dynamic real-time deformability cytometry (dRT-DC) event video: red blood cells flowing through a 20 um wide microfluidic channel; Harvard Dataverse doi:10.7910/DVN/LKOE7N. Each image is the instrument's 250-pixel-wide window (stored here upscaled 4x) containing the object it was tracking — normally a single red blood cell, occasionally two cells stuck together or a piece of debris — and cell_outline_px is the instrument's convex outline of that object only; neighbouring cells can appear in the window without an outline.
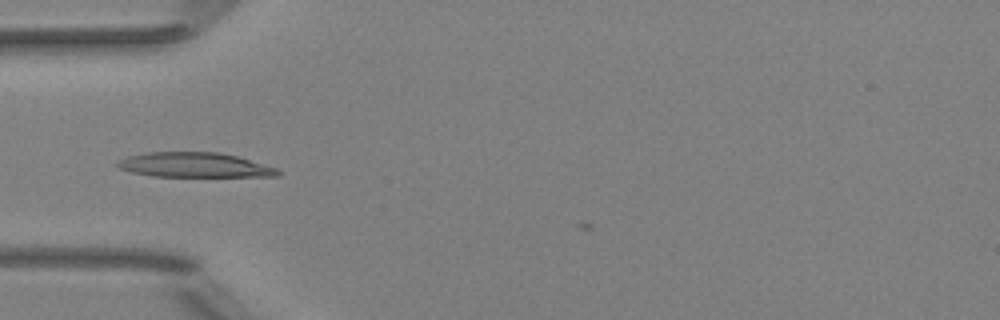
{"species": "Egyptian fruit bat (a non-hibernating species)", "species_latin": "Rousettus aegyptiacus", "temperature_condition": "room temperature", "stored_images_in_passage": 40, "camera_frame_rate_fps": 3000, "um_per_image_px": 0.085, "animal": {"sex": "female"}, "frame": {"image": 1, "passage_image": 5, "time_ms": 1.333, "image_size_px": [1000, 320], "cell_outline_px": [[280, 176], [152, 176], [132, 172], [120, 168], [116, 164], [120, 160], [128, 156], [148, 152], [216, 152], [236, 156], [276, 168], [280, 172]], "centroid_in_image_um": [16.51, 14.02], "position_along_channel_um": 68.5, "area_um2": 22.72}}
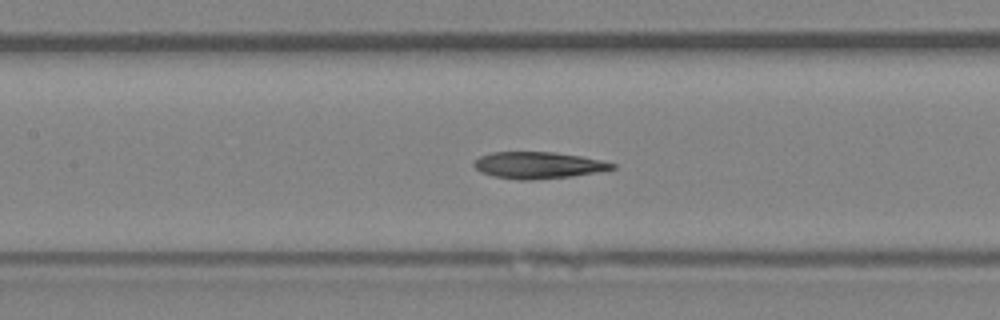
{"frame": {"image": 2, "passage_image": 12, "time_ms": 3.667, "image_size_px": [1000, 320], "cell_outline_px": [[616, 168], [596, 172], [572, 176], [532, 180], [516, 180], [492, 176], [480, 172], [472, 164], [480, 156], [492, 152], [556, 152], [580, 156], [616, 164]], "centroid_in_image_um": [45.71, 14.05], "position_along_channel_um": 161.7, "area_um2": 21.44}}
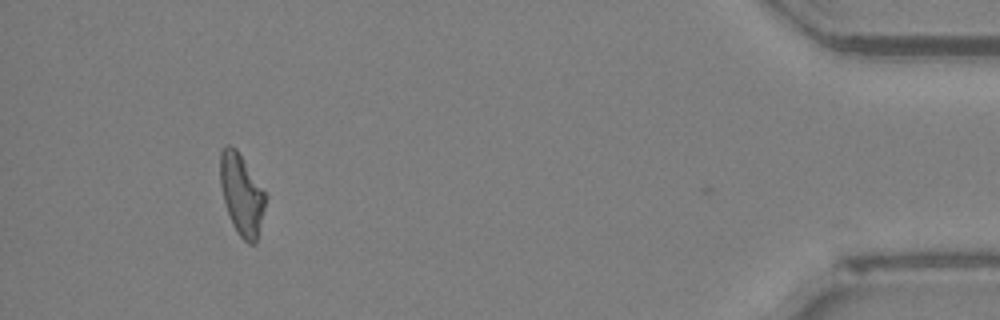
{"frame": {"image": 3, "passage_image": 36, "time_ms": 11.667, "image_size_px": [1000, 320], "cell_outline_px": [[268, 196], [256, 244], [248, 244], [240, 236], [232, 224], [224, 200], [220, 184], [220, 152], [224, 144], [228, 144], [236, 148]], "centroid_in_image_um": [20.55, 16.52], "position_along_channel_um": 414.7, "area_um2": 21.5}, "authors_computed_cell_mechanics": {"area_um2": 21.4149, "velocity_mm_per_s": 4.0153, "shape_relaxation_time_tau1_ms": null, "shape_relaxation_time_tau2_ms": 3.562, "deformation_change_tau1": null, "deformation_change_tau2": 0.1448}}